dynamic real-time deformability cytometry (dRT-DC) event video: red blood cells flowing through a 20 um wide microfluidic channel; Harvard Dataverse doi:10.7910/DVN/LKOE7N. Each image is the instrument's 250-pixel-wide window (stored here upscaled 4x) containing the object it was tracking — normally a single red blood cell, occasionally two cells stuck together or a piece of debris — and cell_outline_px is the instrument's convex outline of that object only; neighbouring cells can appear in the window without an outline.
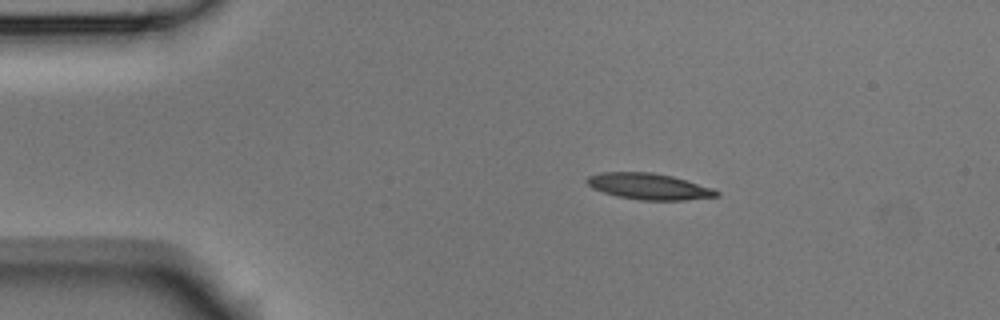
{"species": "Egyptian fruit bat (a non-hibernating species)", "species_latin": "Rousettus aegyptiacus", "temperature_condition": "room temperature", "stored_images_in_passage": 7, "camera_frame_rate_fps": 3000, "um_per_image_px": 0.085, "animal": {"sex": "male"}, "frame": {"image": 1, "passage_image": 1, "time_ms": 0.0, "image_size_px": [1000, 320], "cell_outline_px": [[720, 196], [684, 200], [640, 200], [616, 196], [592, 188], [584, 180], [588, 176], [600, 172], [652, 172], [672, 176], [712, 188], [720, 192]], "centroid_in_image_um": [55.13, 15.84], "position_along_channel_um": 29.9, "area_um2": 19.77}}
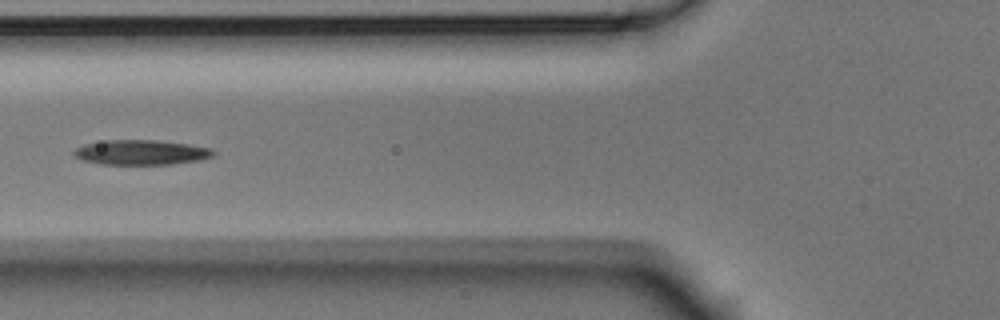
{"frame": {"image": 2, "passage_image": 4, "time_ms": 1.0, "image_size_px": [1000, 320], "cell_outline_px": [[216, 152], [212, 156], [200, 160], [172, 164], [100, 164], [84, 160], [76, 156], [72, 152], [76, 148], [84, 144], [104, 140], [156, 140], [188, 144], [212, 148]], "centroid_in_image_um": [12.01, 12.94], "position_along_channel_um": 113.8, "area_um2": 20.17}}
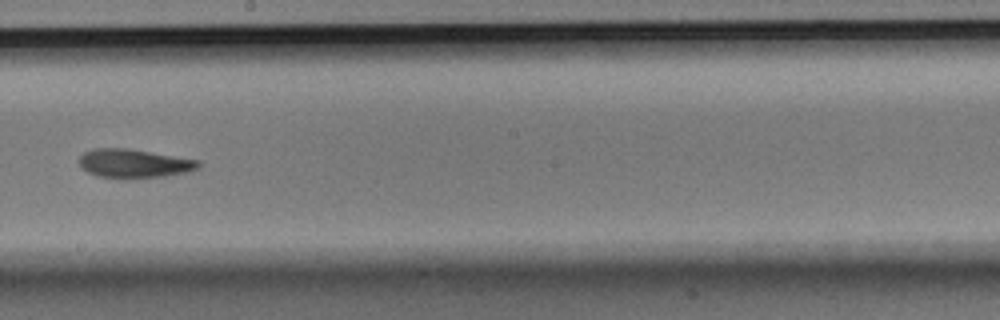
{"frame": {"image": 3, "passage_image": 7, "time_ms": 2.0, "image_size_px": [1000, 320], "cell_outline_px": [[200, 168], [188, 172], [164, 176], [100, 176], [88, 172], [80, 168], [80, 156], [84, 152], [96, 148], [128, 148], [200, 160]], "centroid_in_image_um": [11.43, 13.85], "position_along_channel_um": 236.8, "area_um2": 19.42}}